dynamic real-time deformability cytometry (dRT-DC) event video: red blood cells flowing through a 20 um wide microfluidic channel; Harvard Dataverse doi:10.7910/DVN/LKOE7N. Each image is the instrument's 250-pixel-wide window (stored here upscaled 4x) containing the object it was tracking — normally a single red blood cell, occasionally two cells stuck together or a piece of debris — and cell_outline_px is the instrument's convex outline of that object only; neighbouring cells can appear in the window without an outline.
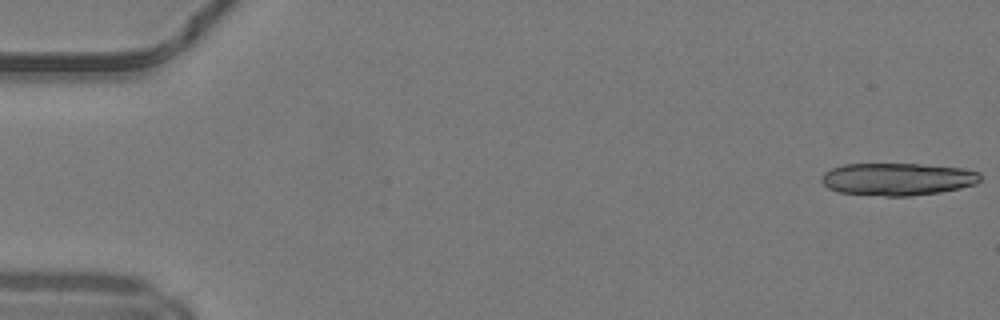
{"species": "common noctule bat (a hibernating species)", "species_latin": "Nyctalus noctula", "temperature_condition": "warm", "stored_images_in_passage": 49, "segment_of_instrument_passage": [1, 2], "camera_frame_rate_fps": 3000, "um_per_image_px": 0.085, "animal": {"sex": "male", "body_mass_g": 19.2, "forearm_length_mm": 51.8}, "frame": {"image": 1, "passage_image": 1, "time_ms": 0.0, "image_size_px": [1000, 320], "cell_outline_px": [[980, 180], [976, 184], [960, 188], [940, 192], [912, 196], [884, 196], [840, 192], [828, 188], [820, 180], [820, 176], [824, 172], [832, 168], [844, 164], [920, 164], [964, 168], [980, 172]], "centroid_in_image_um": [76.29, 15.22], "position_along_channel_um": 8.7, "area_um2": 30.17}}